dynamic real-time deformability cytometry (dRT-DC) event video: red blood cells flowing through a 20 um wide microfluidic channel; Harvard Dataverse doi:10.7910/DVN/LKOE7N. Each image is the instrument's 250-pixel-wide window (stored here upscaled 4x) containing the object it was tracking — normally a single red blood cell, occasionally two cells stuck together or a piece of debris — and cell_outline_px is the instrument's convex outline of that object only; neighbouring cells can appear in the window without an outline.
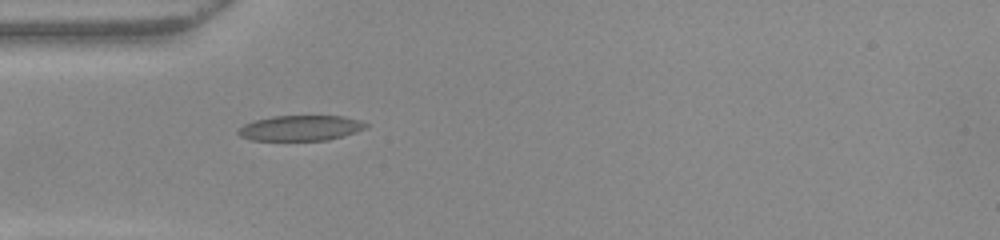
{"species": "common noctule bat (a hibernating species)", "species_latin": "Nyctalus noctula", "temperature_condition": "warm", "stored_images_in_passage": 37, "camera_frame_rate_fps": 3000, "um_per_image_px": 0.085, "animal": {"sex": "female", "body_mass_g": 22.0, "forearm_length_mm": 56.7}, "frame": {"image": 1, "passage_image": 1, "time_ms": 0.0, "image_size_px": [1000, 240], "cell_outline_px": [[368, 124], [364, 128], [356, 132], [344, 136], [328, 140], [252, 140], [240, 136], [236, 132], [244, 124], [256, 120], [272, 116], [344, 116], [360, 120]], "centroid_in_image_um": [25.55, 10.88], "position_along_channel_um": 59.4, "area_um2": 18.79}}
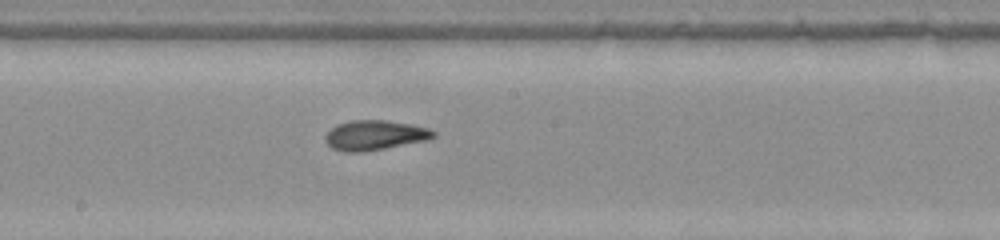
{"frame": {"image": 2, "passage_image": 13, "time_ms": 4.0, "image_size_px": [1000, 240], "cell_outline_px": [[436, 136], [424, 140], [364, 152], [344, 152], [332, 148], [324, 140], [324, 136], [336, 124], [352, 120], [384, 120], [412, 124], [428, 128], [436, 132]], "centroid_in_image_um": [31.82, 11.49], "position_along_channel_um": 216.4, "area_um2": 18.67}}
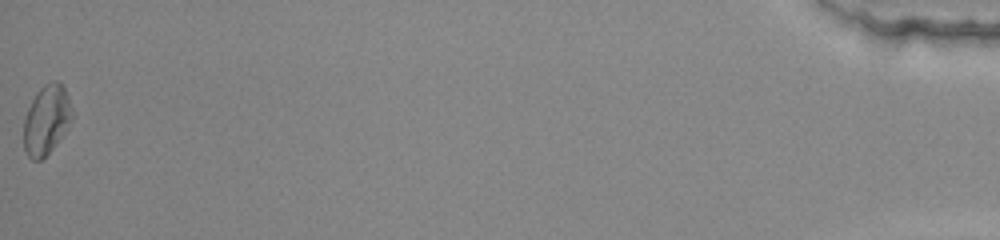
{"frame": {"image": 3, "passage_image": 37, "time_ms": 12.0, "image_size_px": [1000, 240], "cell_outline_px": [[72, 120], [64, 132], [52, 148], [40, 160], [32, 160], [28, 156], [24, 148], [24, 116], [36, 92], [44, 84], [52, 80], [56, 80], [64, 88], [68, 96], [72, 108]], "centroid_in_image_um": [3.94, 10.16], "position_along_channel_um": 431.3, "area_um2": 19.36}, "authors_computed_cell_mechanics": {"area_um2": 18.4382, "velocity_mm_per_s": 3.9673, "shape_relaxation_time_tau1_ms": 4.6961, "shape_relaxation_time_tau2_ms": 2.4604, "deformation_change_tau1": 0.1566, "deformation_change_tau2": 0.0878}}